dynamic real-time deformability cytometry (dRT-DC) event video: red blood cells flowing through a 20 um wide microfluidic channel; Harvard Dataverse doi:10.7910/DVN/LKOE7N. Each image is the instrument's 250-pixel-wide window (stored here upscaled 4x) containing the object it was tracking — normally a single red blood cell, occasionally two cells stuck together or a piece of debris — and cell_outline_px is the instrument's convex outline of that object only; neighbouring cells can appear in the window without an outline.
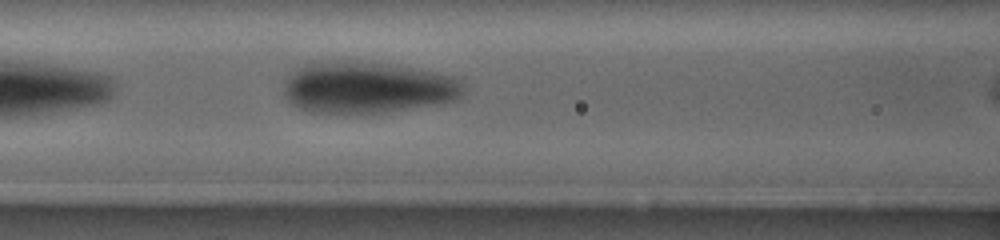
{"species": "human", "species_latin": "Homo sapiens", "temperature_condition": "warm", "stored_images_in_passage": 51, "camera_frame_rate_fps": 3000, "um_per_image_px": 0.085, "donor": {"sex": "female"}, "frame": {"image": 1, "passage_image": 11, "time_ms": 3.333, "image_size_px": [1000, 240], "cell_outline_px": [[464, 92], [456, 100], [440, 104], [380, 112], [312, 112], [300, 108], [292, 104], [288, 100], [284, 92], [284, 88], [288, 80], [300, 68], [308, 64], [388, 64], [432, 72], [452, 76], [460, 80], [464, 88]], "centroid_in_image_um": [31.32, 7.49], "position_along_channel_um": 135.3, "area_um2": 51.67}}
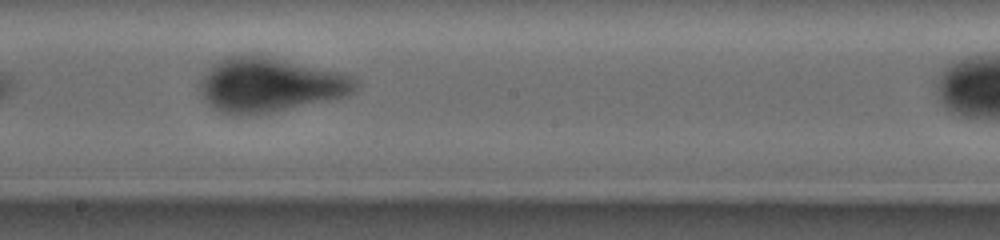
{"frame": {"image": 2, "passage_image": 23, "time_ms": 7.333, "image_size_px": [1000, 240], "cell_outline_px": [[356, 88], [348, 96], [272, 112], [240, 116], [220, 112], [212, 108], [204, 96], [204, 76], [220, 60], [228, 56], [260, 56], [344, 72], [356, 80]], "centroid_in_image_um": [23.02, 7.24], "position_along_channel_um": 225.2, "area_um2": 47.92}}
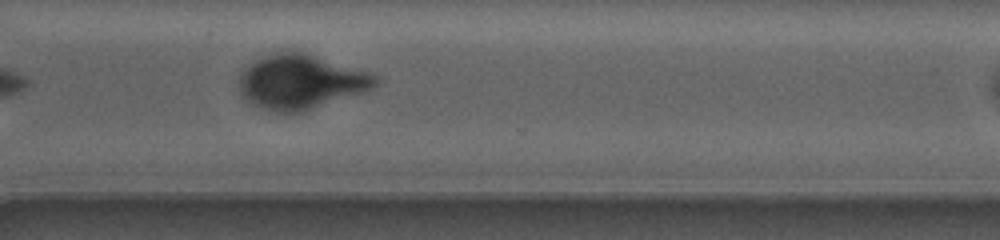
{"frame": {"image": 3, "passage_image": 39, "time_ms": 12.667, "image_size_px": [1000, 240], "cell_outline_px": [[380, 80], [372, 88], [364, 92], [300, 112], [272, 112], [260, 108], [244, 100], [240, 92], [240, 76], [256, 60], [264, 56], [276, 52], [300, 52], [368, 72], [376, 76]], "centroid_in_image_um": [25.55, 6.99], "position_along_channel_um": 345.1, "area_um2": 42.31}}